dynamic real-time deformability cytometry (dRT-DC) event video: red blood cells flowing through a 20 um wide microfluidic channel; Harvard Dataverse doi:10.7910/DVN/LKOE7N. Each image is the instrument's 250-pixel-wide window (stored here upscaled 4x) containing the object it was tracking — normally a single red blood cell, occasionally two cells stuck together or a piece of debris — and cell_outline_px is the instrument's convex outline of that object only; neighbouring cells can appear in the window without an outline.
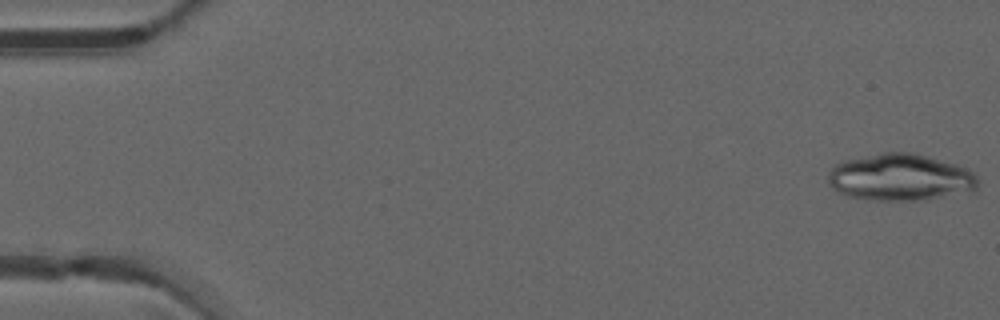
{"species": "common noctule bat (a hibernating species)", "species_latin": "Nyctalus noctula", "temperature_condition": "warm", "stored_images_in_passage": 33, "camera_frame_rate_fps": 3000, "um_per_image_px": 0.085, "animal": {"sex": "male", "forearm_length_mm": 52.5}, "frame": {"image": 1, "passage_image": 1, "time_ms": 0.0, "image_size_px": [1000, 320], "cell_outline_px": [[976, 188], [928, 200], [868, 200], [848, 196], [832, 188], [828, 184], [828, 176], [832, 168], [836, 164], [844, 160], [884, 152], [908, 152], [956, 164], [968, 168], [976, 176]], "centroid_in_image_um": [76.47, 15.08], "position_along_channel_um": 8.5, "area_um2": 40.46}}